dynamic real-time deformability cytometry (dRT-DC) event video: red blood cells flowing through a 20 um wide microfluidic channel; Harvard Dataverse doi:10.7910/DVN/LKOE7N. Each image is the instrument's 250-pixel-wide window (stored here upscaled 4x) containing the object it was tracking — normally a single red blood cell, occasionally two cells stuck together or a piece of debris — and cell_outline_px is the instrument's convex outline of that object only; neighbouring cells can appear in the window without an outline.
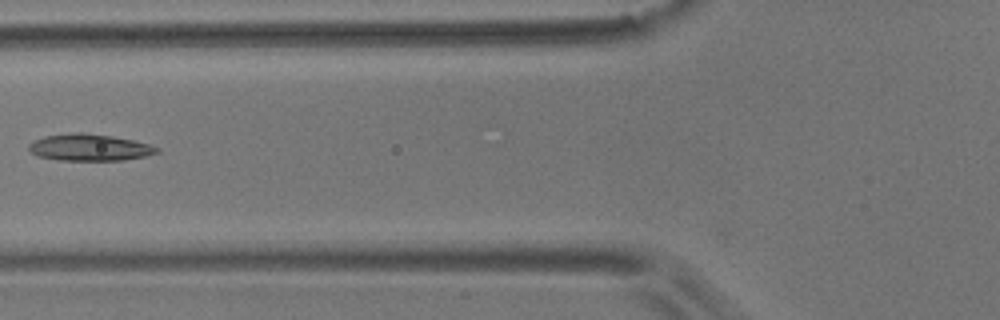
{"species": "common noctule bat (a hibernating species)", "species_latin": "Nyctalus noctula", "temperature_condition": "room temperature", "stored_images_in_passage": 8, "camera_frame_rate_fps": 3000, "um_per_image_px": 0.085, "animal": {"sex": "male", "body_mass_g": 17.9}, "frame": {"image": 1, "passage_image": 5, "time_ms": 1.333, "image_size_px": [1000, 320], "cell_outline_px": [[160, 152], [144, 156], [124, 160], [56, 160], [36, 156], [28, 152], [28, 144], [32, 140], [44, 136], [72, 132], [80, 132], [112, 136], [132, 140], [148, 144], [160, 148]], "centroid_in_image_um": [7.53, 12.53], "position_along_channel_um": 118.3, "area_um2": 20.17}}
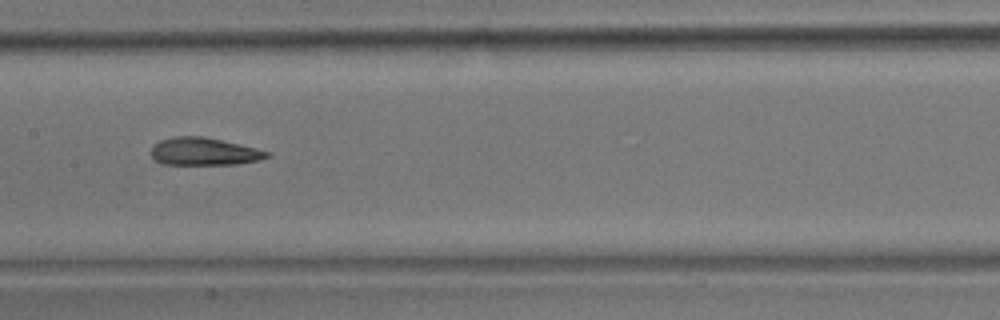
{"frame": {"image": 2, "passage_image": 7, "time_ms": 2.0, "image_size_px": [1000, 320], "cell_outline_px": [[272, 156], [260, 160], [236, 164], [160, 164], [152, 156], [152, 148], [160, 140], [176, 136], [204, 136], [268, 152]], "centroid_in_image_um": [17.32, 12.89], "position_along_channel_um": 190.1, "area_um2": 18.26}}
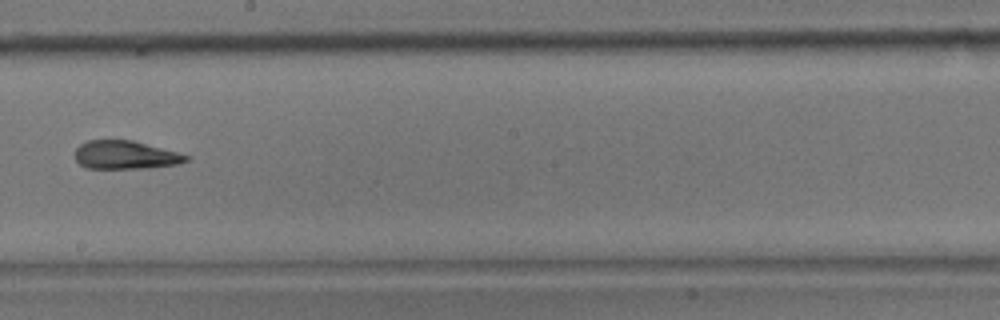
{"frame": {"image": 3, "passage_image": 8, "time_ms": 2.333, "image_size_px": [1000, 320], "cell_outline_px": [[188, 160], [176, 164], [148, 168], [88, 168], [80, 164], [76, 160], [76, 148], [80, 144], [88, 140], [132, 140], [176, 152], [188, 156]], "centroid_in_image_um": [10.62, 13.17], "position_along_channel_um": 237.6, "area_um2": 18.03}}